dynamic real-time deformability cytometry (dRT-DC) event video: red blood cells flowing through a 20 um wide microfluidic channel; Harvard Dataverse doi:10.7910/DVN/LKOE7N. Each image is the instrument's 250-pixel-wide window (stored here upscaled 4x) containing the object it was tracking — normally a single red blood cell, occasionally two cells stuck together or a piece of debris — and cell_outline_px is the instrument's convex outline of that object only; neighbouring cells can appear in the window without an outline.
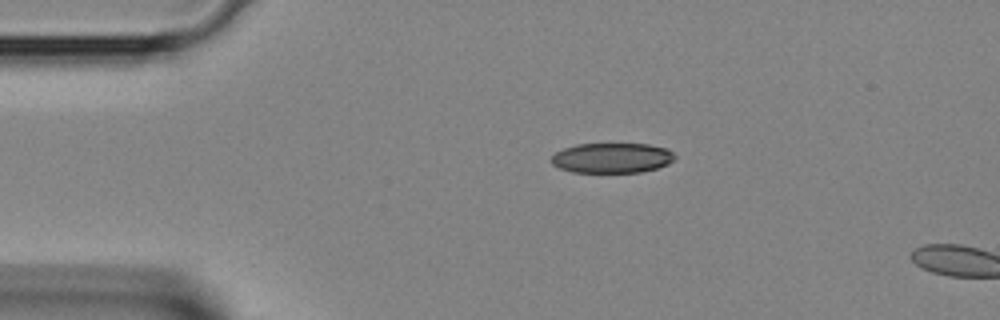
{"species": "Egyptian fruit bat (a non-hibernating species)", "species_latin": "Rousettus aegyptiacus", "temperature_condition": "room temperature", "stored_images_in_passage": 2, "camera_frame_rate_fps": 3000, "um_per_image_px": 0.085, "animal": {"sex": "female"}, "frame": {"image": 1, "passage_image": 2, "time_ms": 0.333, "image_size_px": [1000, 320], "cell_outline_px": [[676, 156], [668, 164], [656, 168], [640, 172], [572, 172], [560, 168], [552, 164], [552, 156], [556, 152], [564, 148], [576, 144], [648, 144], [668, 148]], "centroid_in_image_um": [52.02, 13.42], "position_along_channel_um": 33.0, "area_um2": 21.56}}